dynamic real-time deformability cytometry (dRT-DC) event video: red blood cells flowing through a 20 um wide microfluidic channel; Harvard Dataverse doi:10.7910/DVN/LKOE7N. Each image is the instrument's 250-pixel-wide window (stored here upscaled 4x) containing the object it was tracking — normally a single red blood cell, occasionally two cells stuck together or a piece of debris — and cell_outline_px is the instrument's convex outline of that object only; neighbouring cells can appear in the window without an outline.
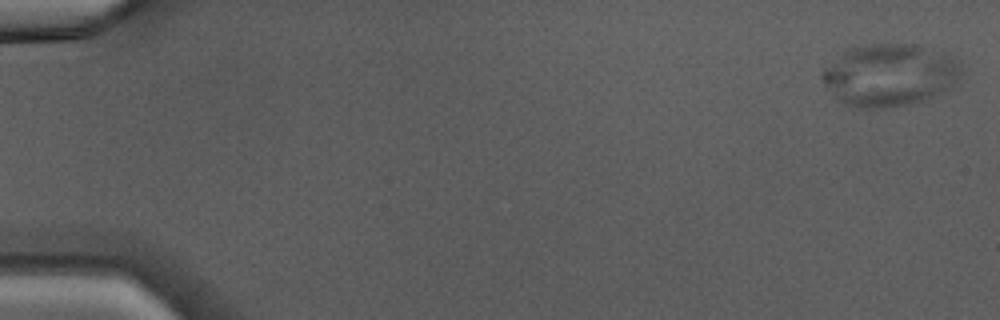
{"species": "Egyptian fruit bat (a non-hibernating species)", "species_latin": "Rousettus aegyptiacus", "temperature_condition": "warm", "stored_images_in_passage": 14, "camera_frame_rate_fps": 3000, "um_per_image_px": 0.085, "animal": {"sex": "male"}, "frame": {"image": 1, "passage_image": 1, "time_ms": 0.0, "image_size_px": [1000, 320], "cell_outline_px": [[960, 76], [948, 88], [928, 100], [884, 108], [860, 108], [848, 104], [840, 100], [836, 96], [824, 80], [824, 76], [832, 64], [848, 48], [872, 44], [916, 44], [944, 52], [960, 64]], "centroid_in_image_um": [75.71, 6.37], "position_along_channel_um": 9.3, "area_um2": 49.13}}
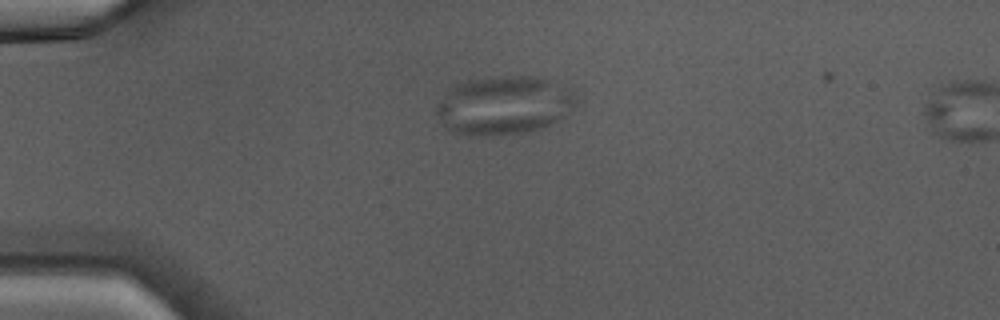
{"frame": {"image": 2, "passage_image": 12, "time_ms": 3.667, "image_size_px": [1000, 320], "cell_outline_px": [[580, 100], [576, 104], [556, 120], [540, 128], [524, 132], [500, 136], [472, 136], [452, 132], [444, 124], [436, 112], [436, 108], [448, 92], [456, 84], [468, 80], [500, 76], [536, 76], [572, 88]], "centroid_in_image_um": [42.87, 8.95], "position_along_channel_um": 42.1, "area_um2": 47.4}}